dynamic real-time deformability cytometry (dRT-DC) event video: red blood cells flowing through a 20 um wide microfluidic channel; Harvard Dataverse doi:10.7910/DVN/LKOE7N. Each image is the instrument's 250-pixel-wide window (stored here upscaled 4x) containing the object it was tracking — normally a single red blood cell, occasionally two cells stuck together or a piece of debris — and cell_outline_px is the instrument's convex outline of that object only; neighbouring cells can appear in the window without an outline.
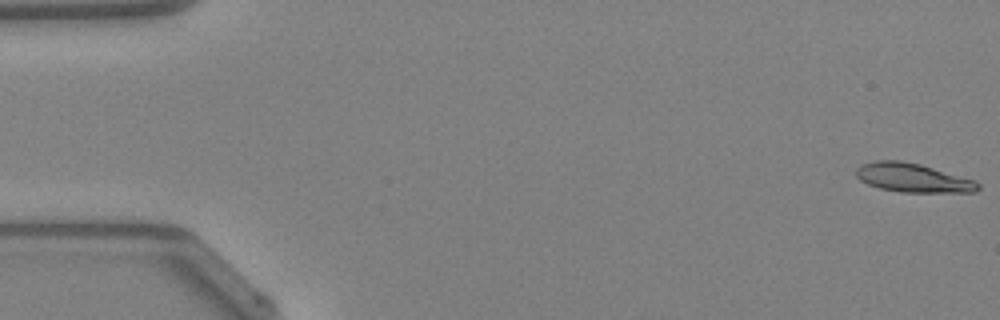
{"species": "Egyptian fruit bat (a non-hibernating species)", "species_latin": "Rousettus aegyptiacus", "temperature_condition": "warm", "stored_images_in_passage": 43, "camera_frame_rate_fps": 3000, "um_per_image_px": 0.085, "animal": {"sex": "female"}, "frame": {"image": 1, "passage_image": 1, "time_ms": 0.0, "image_size_px": [1000, 320], "cell_outline_px": [[980, 188], [976, 192], [900, 192], [880, 188], [868, 184], [860, 180], [856, 176], [856, 168], [860, 164], [876, 160], [900, 160], [920, 164], [976, 180], [980, 184]], "centroid_in_image_um": [77.59, 15.11], "position_along_channel_um": 7.4, "area_um2": 20.63}}
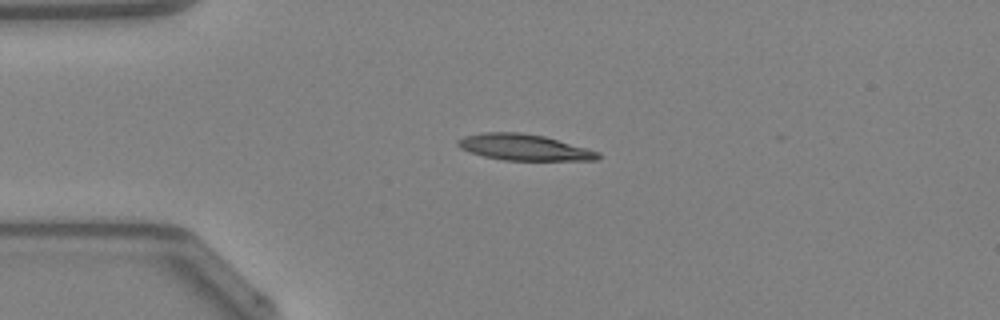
{"frame": {"image": 2, "passage_image": 12, "time_ms": 3.667, "image_size_px": [1000, 320], "cell_outline_px": [[600, 156], [596, 160], [504, 160], [484, 156], [460, 148], [456, 144], [456, 140], [464, 136], [484, 132], [520, 132], [544, 136], [600, 152]], "centroid_in_image_um": [44.52, 12.51], "position_along_channel_um": 40.5, "area_um2": 21.15}}
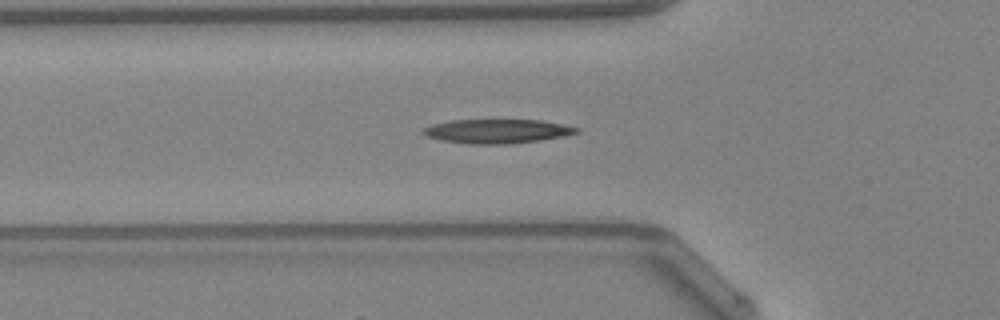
{"frame": {"image": 3, "passage_image": 17, "time_ms": 5.333, "image_size_px": [1000, 320], "cell_outline_px": [[580, 132], [564, 136], [540, 140], [508, 144], [472, 144], [440, 140], [428, 136], [420, 132], [424, 128], [432, 124], [452, 120], [540, 120], [580, 128]], "centroid_in_image_um": [42.25, 11.15], "position_along_channel_um": 83.5, "area_um2": 21.44}}